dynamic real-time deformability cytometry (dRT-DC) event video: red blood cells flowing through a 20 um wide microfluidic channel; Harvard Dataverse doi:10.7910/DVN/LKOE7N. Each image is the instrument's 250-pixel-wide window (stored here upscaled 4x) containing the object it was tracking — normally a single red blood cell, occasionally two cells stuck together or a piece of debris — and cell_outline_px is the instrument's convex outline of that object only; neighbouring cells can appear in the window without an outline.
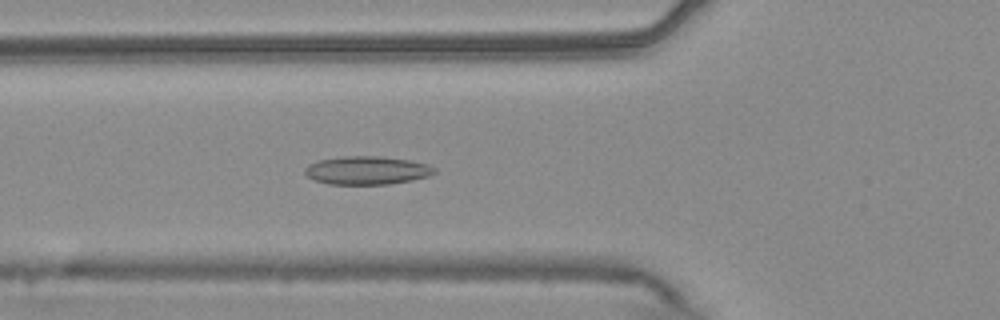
{"species": "common noctule bat (a hibernating species)", "species_latin": "Nyctalus noctula", "temperature_condition": "warm", "stored_images_in_passage": 50, "camera_frame_rate_fps": 3000, "um_per_image_px": 0.085, "animal": {"sex": "male", "body_mass_g": 20.4}, "frame": {"image": 1, "passage_image": 16, "time_ms": 5.0, "image_size_px": [1000, 320], "cell_outline_px": [[436, 172], [428, 176], [412, 180], [388, 184], [328, 184], [312, 180], [304, 172], [304, 168], [308, 164], [320, 160], [344, 156], [380, 156], [412, 160], [428, 164], [436, 168]], "centroid_in_image_um": [31.19, 14.48], "position_along_channel_um": 94.6, "area_um2": 21.5}}
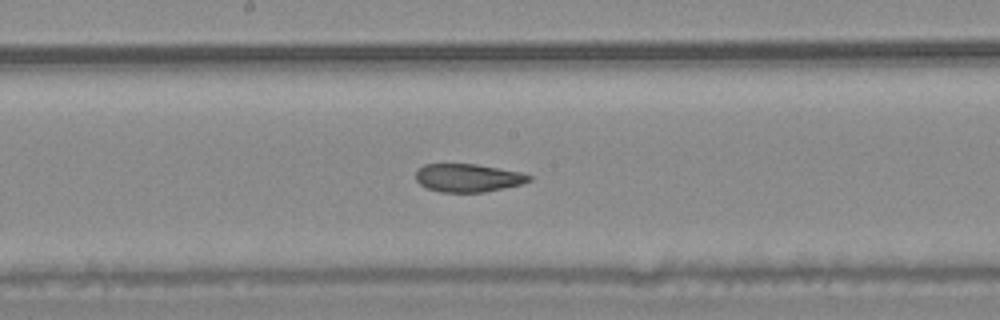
{"frame": {"image": 2, "passage_image": 25, "time_ms": 8.0, "image_size_px": [1000, 320], "cell_outline_px": [[532, 180], [520, 184], [504, 188], [484, 192], [440, 192], [428, 188], [420, 184], [416, 180], [416, 172], [424, 164], [476, 164], [520, 172], [532, 176]], "centroid_in_image_um": [39.78, 15.12], "position_along_channel_um": 208.4, "area_um2": 18.44}}
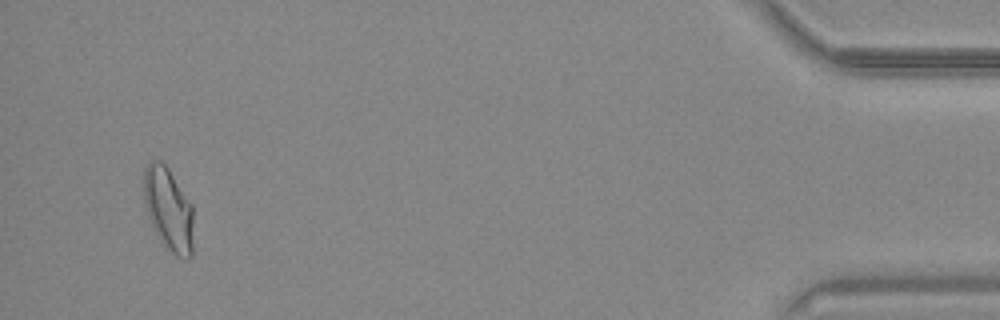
{"frame": {"image": 3, "passage_image": 48, "time_ms": 15.667, "image_size_px": [1000, 320], "cell_outline_px": [[192, 256], [188, 260], [176, 256], [164, 248], [152, 224], [144, 200], [144, 168], [152, 160], [160, 160], [168, 168], [192, 204]], "centroid_in_image_um": [14.33, 17.81], "position_along_channel_um": 420.9, "area_um2": 23.93}, "authors_computed_cell_mechanics": {"area_um2": 20.3745, "velocity_mm_per_s": 3.7821, "shape_relaxation_time_tau1_ms": null, "shape_relaxation_time_tau2_ms": 1.4961, "deformation_change_tau1": null, "deformation_change_tau2": 0.0729}}